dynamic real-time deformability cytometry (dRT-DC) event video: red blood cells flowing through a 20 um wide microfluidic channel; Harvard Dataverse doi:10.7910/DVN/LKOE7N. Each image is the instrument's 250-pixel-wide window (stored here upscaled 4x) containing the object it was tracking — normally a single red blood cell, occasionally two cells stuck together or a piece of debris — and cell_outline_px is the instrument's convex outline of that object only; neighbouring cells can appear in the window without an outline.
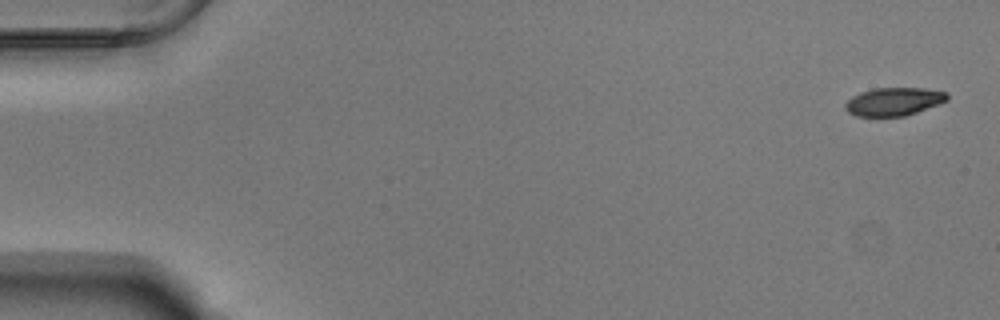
{"species": "Egyptian fruit bat (a non-hibernating species)", "species_latin": "Rousettus aegyptiacus", "temperature_condition": "warm", "stored_images_in_passage": 54, "camera_frame_rate_fps": 3000, "um_per_image_px": 0.085, "animal": {"sex": "male"}, "frame": {"image": 1, "passage_image": 1, "time_ms": 0.0, "image_size_px": [1000, 320], "cell_outline_px": [[948, 100], [940, 104], [904, 116], [856, 116], [848, 112], [844, 108], [844, 104], [852, 96], [860, 92], [872, 88], [924, 88], [948, 92]], "centroid_in_image_um": [75.97, 8.63], "position_along_channel_um": 9.0, "area_um2": 16.82}}
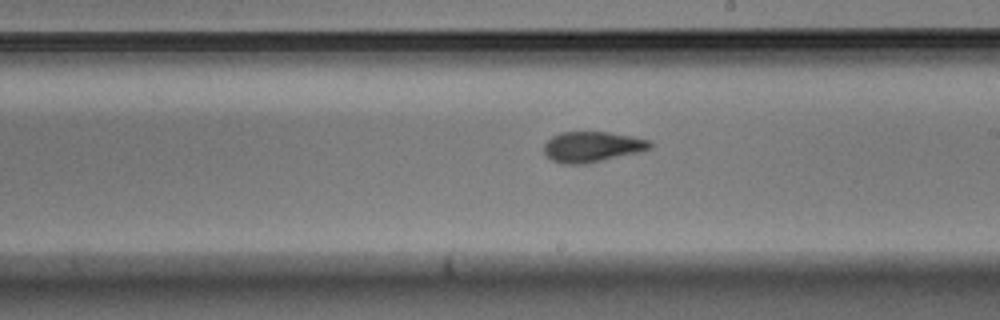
{"frame": {"image": 2, "passage_image": 31, "time_ms": 10.0, "image_size_px": [1000, 320], "cell_outline_px": [[652, 148], [640, 152], [584, 164], [564, 164], [552, 160], [544, 152], [544, 144], [552, 136], [560, 132], [608, 132], [632, 136], [652, 140]], "centroid_in_image_um": [50.36, 12.47], "position_along_channel_um": 238.6, "area_um2": 18.9}}
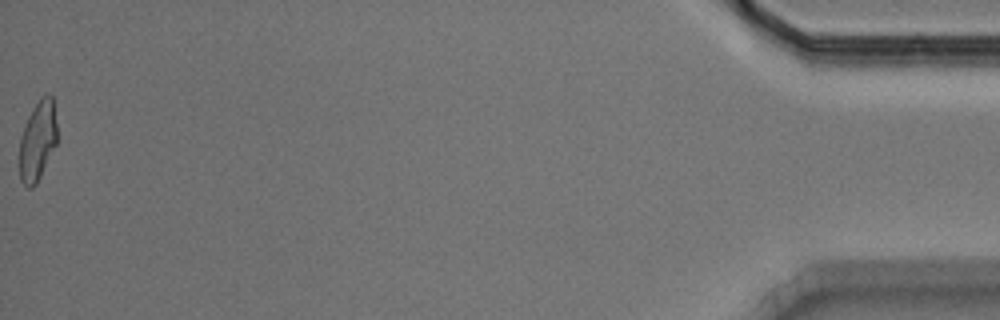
{"frame": {"image": 3, "passage_image": 54, "time_ms": 17.667, "image_size_px": [1000, 320], "cell_outline_px": [[56, 144], [36, 184], [32, 188], [28, 188], [20, 180], [20, 136], [28, 116], [32, 108], [40, 96], [48, 92], [52, 96], [56, 124]], "centroid_in_image_um": [3.19, 11.93], "position_along_channel_um": 432.0, "area_um2": 17.4}, "authors_computed_cell_mechanics": {"area_um2": 18.4093, "velocity_mm_per_s": 3.7692, "shape_relaxation_time_tau1_ms": 3.8948, "shape_relaxation_time_tau2_ms": 2.0314, "deformation_change_tau1": 0.1764, "deformation_change_tau2": 0.0937}}